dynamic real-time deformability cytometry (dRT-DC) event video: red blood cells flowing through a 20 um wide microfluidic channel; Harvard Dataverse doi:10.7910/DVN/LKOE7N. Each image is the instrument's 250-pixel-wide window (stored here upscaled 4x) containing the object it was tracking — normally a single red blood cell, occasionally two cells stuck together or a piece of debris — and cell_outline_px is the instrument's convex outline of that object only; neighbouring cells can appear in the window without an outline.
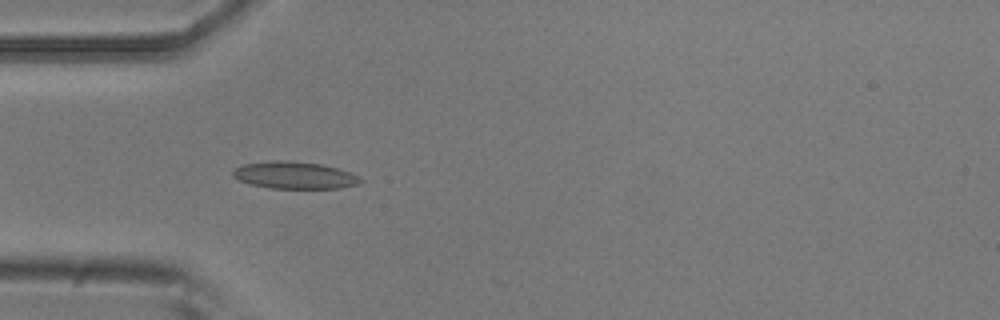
{"species": "common noctule bat (a hibernating species)", "species_latin": "Nyctalus noctula", "temperature_condition": "room temperature", "stored_images_in_passage": 4, "camera_frame_rate_fps": 3000, "um_per_image_px": 0.085, "animal": {"sex": "male", "body_mass_g": 20.5, "forearm_length_mm": 52.5}, "frame": {"image": 1, "passage_image": 3, "time_ms": 0.667, "image_size_px": [1000, 320], "cell_outline_px": [[364, 180], [360, 184], [340, 188], [272, 188], [252, 184], [240, 180], [232, 176], [232, 172], [236, 168], [244, 164], [268, 160], [292, 160], [320, 164], [336, 168], [360, 176]], "centroid_in_image_um": [25.06, 14.88], "position_along_channel_um": 59.9, "area_um2": 20.17}}
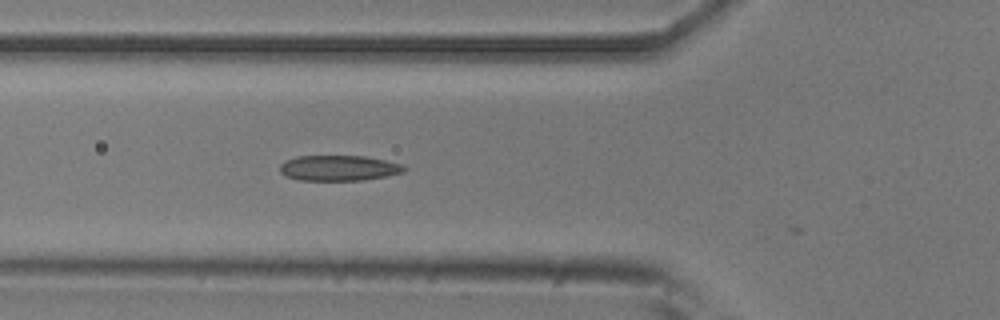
{"frame": {"image": 2, "passage_image": 4, "time_ms": 1.0, "image_size_px": [1000, 320], "cell_outline_px": [[408, 168], [404, 172], [388, 176], [364, 180], [296, 180], [280, 172], [280, 164], [284, 160], [296, 156], [364, 156], [384, 160], [400, 164]], "centroid_in_image_um": [28.79, 14.28], "position_along_channel_um": 97.0, "area_um2": 18.5}}